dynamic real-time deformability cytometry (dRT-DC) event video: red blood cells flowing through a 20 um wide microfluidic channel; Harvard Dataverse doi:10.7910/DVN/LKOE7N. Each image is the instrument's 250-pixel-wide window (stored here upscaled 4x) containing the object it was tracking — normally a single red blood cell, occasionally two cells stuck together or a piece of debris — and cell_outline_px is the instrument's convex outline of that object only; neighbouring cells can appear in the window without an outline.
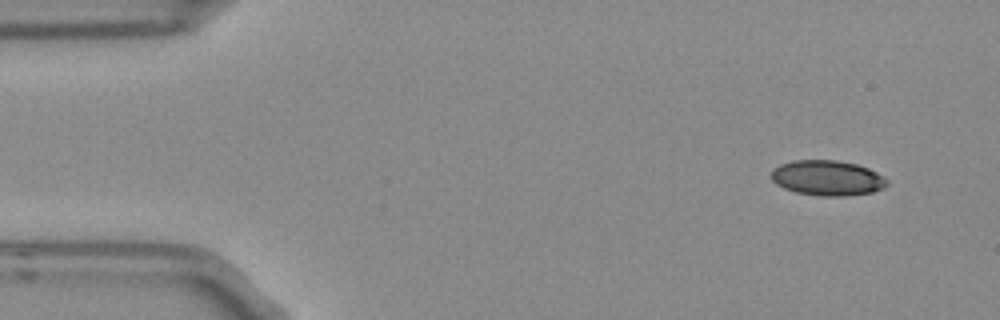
{"species": "Egyptian fruit bat (a non-hibernating species)", "species_latin": "Rousettus aegyptiacus", "temperature_condition": "room temperature", "stored_images_in_passage": 4, "camera_frame_rate_fps": 3000, "um_per_image_px": 0.085, "frame": {"image": 1, "passage_image": 1, "time_ms": 0.0, "image_size_px": [1000, 320], "cell_outline_px": [[888, 184], [884, 188], [872, 192], [844, 196], [820, 196], [796, 192], [784, 188], [776, 184], [772, 180], [772, 168], [780, 164], [792, 160], [836, 160], [856, 164], [868, 168], [884, 176], [888, 180]], "centroid_in_image_um": [70.33, 15.12], "position_along_channel_um": 14.7, "area_um2": 23.87}}